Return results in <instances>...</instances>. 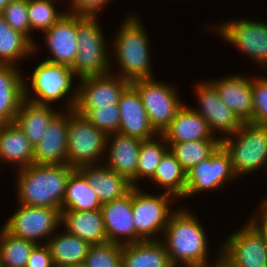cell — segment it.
Segmentation results:
<instances>
[{"label":"cell","mask_w":267,"mask_h":267,"mask_svg":"<svg viewBox=\"0 0 267 267\" xmlns=\"http://www.w3.org/2000/svg\"><path fill=\"white\" fill-rule=\"evenodd\" d=\"M161 240L122 245V267H172Z\"/></svg>","instance_id":"83f0119b"},{"label":"cell","mask_w":267,"mask_h":267,"mask_svg":"<svg viewBox=\"0 0 267 267\" xmlns=\"http://www.w3.org/2000/svg\"><path fill=\"white\" fill-rule=\"evenodd\" d=\"M34 147L15 122L0 128V163L20 169L33 164ZM5 162V163H4Z\"/></svg>","instance_id":"484cf974"},{"label":"cell","mask_w":267,"mask_h":267,"mask_svg":"<svg viewBox=\"0 0 267 267\" xmlns=\"http://www.w3.org/2000/svg\"><path fill=\"white\" fill-rule=\"evenodd\" d=\"M87 179L101 204L126 196L133 185L124 176L102 164H86L77 168Z\"/></svg>","instance_id":"7402d4cb"},{"label":"cell","mask_w":267,"mask_h":267,"mask_svg":"<svg viewBox=\"0 0 267 267\" xmlns=\"http://www.w3.org/2000/svg\"><path fill=\"white\" fill-rule=\"evenodd\" d=\"M234 74V75H233ZM226 74L225 77L208 80L217 90L220 99L242 123L252 122L253 95L252 78L240 73Z\"/></svg>","instance_id":"ac0fdd59"},{"label":"cell","mask_w":267,"mask_h":267,"mask_svg":"<svg viewBox=\"0 0 267 267\" xmlns=\"http://www.w3.org/2000/svg\"><path fill=\"white\" fill-rule=\"evenodd\" d=\"M65 267H86V266L84 264H79V265H70Z\"/></svg>","instance_id":"bcb514c9"},{"label":"cell","mask_w":267,"mask_h":267,"mask_svg":"<svg viewBox=\"0 0 267 267\" xmlns=\"http://www.w3.org/2000/svg\"><path fill=\"white\" fill-rule=\"evenodd\" d=\"M110 1L112 0H71L66 11L81 16L97 17Z\"/></svg>","instance_id":"60d3db41"},{"label":"cell","mask_w":267,"mask_h":267,"mask_svg":"<svg viewBox=\"0 0 267 267\" xmlns=\"http://www.w3.org/2000/svg\"><path fill=\"white\" fill-rule=\"evenodd\" d=\"M1 228L0 257L4 267H26L29 255L37 244L16 237Z\"/></svg>","instance_id":"e575fe53"},{"label":"cell","mask_w":267,"mask_h":267,"mask_svg":"<svg viewBox=\"0 0 267 267\" xmlns=\"http://www.w3.org/2000/svg\"><path fill=\"white\" fill-rule=\"evenodd\" d=\"M142 140L121 133L107 135L104 164L118 175L126 177L136 187L138 155Z\"/></svg>","instance_id":"ffe728a7"},{"label":"cell","mask_w":267,"mask_h":267,"mask_svg":"<svg viewBox=\"0 0 267 267\" xmlns=\"http://www.w3.org/2000/svg\"><path fill=\"white\" fill-rule=\"evenodd\" d=\"M221 146L229 154L238 178L260 169L267 172V127L242 123L235 133L221 140Z\"/></svg>","instance_id":"5b68a950"},{"label":"cell","mask_w":267,"mask_h":267,"mask_svg":"<svg viewBox=\"0 0 267 267\" xmlns=\"http://www.w3.org/2000/svg\"><path fill=\"white\" fill-rule=\"evenodd\" d=\"M19 66L0 64V121H15L24 100V73Z\"/></svg>","instance_id":"d4e9b609"},{"label":"cell","mask_w":267,"mask_h":267,"mask_svg":"<svg viewBox=\"0 0 267 267\" xmlns=\"http://www.w3.org/2000/svg\"><path fill=\"white\" fill-rule=\"evenodd\" d=\"M26 267H55L47 244H37L29 255Z\"/></svg>","instance_id":"b9f144b4"},{"label":"cell","mask_w":267,"mask_h":267,"mask_svg":"<svg viewBox=\"0 0 267 267\" xmlns=\"http://www.w3.org/2000/svg\"><path fill=\"white\" fill-rule=\"evenodd\" d=\"M49 105L36 104L24 99L15 123L35 147L43 138L50 121L60 112Z\"/></svg>","instance_id":"4316f807"},{"label":"cell","mask_w":267,"mask_h":267,"mask_svg":"<svg viewBox=\"0 0 267 267\" xmlns=\"http://www.w3.org/2000/svg\"><path fill=\"white\" fill-rule=\"evenodd\" d=\"M77 81L79 84L75 108H96L118 104L121 94L131 84L128 80L112 73L85 77Z\"/></svg>","instance_id":"9a60e30c"},{"label":"cell","mask_w":267,"mask_h":267,"mask_svg":"<svg viewBox=\"0 0 267 267\" xmlns=\"http://www.w3.org/2000/svg\"><path fill=\"white\" fill-rule=\"evenodd\" d=\"M220 255L231 267H267V245L247 221L220 243Z\"/></svg>","instance_id":"7c38bea8"},{"label":"cell","mask_w":267,"mask_h":267,"mask_svg":"<svg viewBox=\"0 0 267 267\" xmlns=\"http://www.w3.org/2000/svg\"><path fill=\"white\" fill-rule=\"evenodd\" d=\"M211 28V30L209 29ZM213 27V28H212ZM210 32L235 46L259 68L267 72V22L261 20L242 18L228 20L223 23L208 25Z\"/></svg>","instance_id":"ba28073f"},{"label":"cell","mask_w":267,"mask_h":267,"mask_svg":"<svg viewBox=\"0 0 267 267\" xmlns=\"http://www.w3.org/2000/svg\"><path fill=\"white\" fill-rule=\"evenodd\" d=\"M59 1L62 2V1H64V0H59ZM66 1H67L66 3H70V2H71V0H66Z\"/></svg>","instance_id":"c3c4849f"},{"label":"cell","mask_w":267,"mask_h":267,"mask_svg":"<svg viewBox=\"0 0 267 267\" xmlns=\"http://www.w3.org/2000/svg\"><path fill=\"white\" fill-rule=\"evenodd\" d=\"M252 78L253 124L267 127V72Z\"/></svg>","instance_id":"ab89813d"},{"label":"cell","mask_w":267,"mask_h":267,"mask_svg":"<svg viewBox=\"0 0 267 267\" xmlns=\"http://www.w3.org/2000/svg\"><path fill=\"white\" fill-rule=\"evenodd\" d=\"M118 106L120 111L118 133L141 140L151 139L158 134L150 125L140 94L131 84L121 94Z\"/></svg>","instance_id":"44dd1931"},{"label":"cell","mask_w":267,"mask_h":267,"mask_svg":"<svg viewBox=\"0 0 267 267\" xmlns=\"http://www.w3.org/2000/svg\"><path fill=\"white\" fill-rule=\"evenodd\" d=\"M220 251L218 250V255L215 256L217 258H215L211 264L208 263V264H204V265H199V266H194V267H231L223 258L222 256L220 255L219 253Z\"/></svg>","instance_id":"ee69618b"},{"label":"cell","mask_w":267,"mask_h":267,"mask_svg":"<svg viewBox=\"0 0 267 267\" xmlns=\"http://www.w3.org/2000/svg\"><path fill=\"white\" fill-rule=\"evenodd\" d=\"M13 0H0V15L3 12V9Z\"/></svg>","instance_id":"f6af8a7d"},{"label":"cell","mask_w":267,"mask_h":267,"mask_svg":"<svg viewBox=\"0 0 267 267\" xmlns=\"http://www.w3.org/2000/svg\"><path fill=\"white\" fill-rule=\"evenodd\" d=\"M194 88L199 106L190 107L205 119L214 136L219 133L218 137L222 140L241 127L242 122L220 99L217 90L208 80L197 82Z\"/></svg>","instance_id":"5bb4252c"},{"label":"cell","mask_w":267,"mask_h":267,"mask_svg":"<svg viewBox=\"0 0 267 267\" xmlns=\"http://www.w3.org/2000/svg\"><path fill=\"white\" fill-rule=\"evenodd\" d=\"M131 85L140 94L150 125L158 134H162L184 105L177 88L159 79L157 81L155 77L139 79L131 82Z\"/></svg>","instance_id":"30bf717a"},{"label":"cell","mask_w":267,"mask_h":267,"mask_svg":"<svg viewBox=\"0 0 267 267\" xmlns=\"http://www.w3.org/2000/svg\"><path fill=\"white\" fill-rule=\"evenodd\" d=\"M17 205L15 213H12L2 226L8 233L35 244H47L51 236L60 230L61 210L51 207Z\"/></svg>","instance_id":"8fae6325"},{"label":"cell","mask_w":267,"mask_h":267,"mask_svg":"<svg viewBox=\"0 0 267 267\" xmlns=\"http://www.w3.org/2000/svg\"><path fill=\"white\" fill-rule=\"evenodd\" d=\"M121 22L110 46V73L130 83L139 79L154 78L150 40L142 19L140 20L136 13H130ZM113 61L115 62L112 63ZM113 64L118 66V73L113 69Z\"/></svg>","instance_id":"6da1fadb"},{"label":"cell","mask_w":267,"mask_h":267,"mask_svg":"<svg viewBox=\"0 0 267 267\" xmlns=\"http://www.w3.org/2000/svg\"><path fill=\"white\" fill-rule=\"evenodd\" d=\"M52 63L73 66L77 48V15L66 12L51 28L43 32Z\"/></svg>","instance_id":"d6986e66"},{"label":"cell","mask_w":267,"mask_h":267,"mask_svg":"<svg viewBox=\"0 0 267 267\" xmlns=\"http://www.w3.org/2000/svg\"><path fill=\"white\" fill-rule=\"evenodd\" d=\"M75 169L68 164H30L18 169L15 187L17 204L62 210L67 180Z\"/></svg>","instance_id":"3957f363"},{"label":"cell","mask_w":267,"mask_h":267,"mask_svg":"<svg viewBox=\"0 0 267 267\" xmlns=\"http://www.w3.org/2000/svg\"><path fill=\"white\" fill-rule=\"evenodd\" d=\"M1 16L14 30H17L26 35L34 43V52H38L37 42L33 39L30 21L28 17V0H13L1 13Z\"/></svg>","instance_id":"f35d334b"},{"label":"cell","mask_w":267,"mask_h":267,"mask_svg":"<svg viewBox=\"0 0 267 267\" xmlns=\"http://www.w3.org/2000/svg\"><path fill=\"white\" fill-rule=\"evenodd\" d=\"M101 28L98 17L77 15L78 52L72 71L78 80L110 73V44Z\"/></svg>","instance_id":"8992f818"},{"label":"cell","mask_w":267,"mask_h":267,"mask_svg":"<svg viewBox=\"0 0 267 267\" xmlns=\"http://www.w3.org/2000/svg\"><path fill=\"white\" fill-rule=\"evenodd\" d=\"M107 135L75 109L69 110L67 164L78 168L100 164L105 158Z\"/></svg>","instance_id":"9c48e42d"},{"label":"cell","mask_w":267,"mask_h":267,"mask_svg":"<svg viewBox=\"0 0 267 267\" xmlns=\"http://www.w3.org/2000/svg\"><path fill=\"white\" fill-rule=\"evenodd\" d=\"M162 135L167 143L220 140L211 132L205 119L186 104L177 112Z\"/></svg>","instance_id":"603a6c76"},{"label":"cell","mask_w":267,"mask_h":267,"mask_svg":"<svg viewBox=\"0 0 267 267\" xmlns=\"http://www.w3.org/2000/svg\"><path fill=\"white\" fill-rule=\"evenodd\" d=\"M168 150L169 146L162 134H157L151 139L142 140L138 155L136 187H139L138 182L140 180L142 182V179L143 181L145 178L150 180L153 177L156 167Z\"/></svg>","instance_id":"836d02e7"},{"label":"cell","mask_w":267,"mask_h":267,"mask_svg":"<svg viewBox=\"0 0 267 267\" xmlns=\"http://www.w3.org/2000/svg\"><path fill=\"white\" fill-rule=\"evenodd\" d=\"M101 202L85 176L76 168L69 176L62 210H101Z\"/></svg>","instance_id":"1f68e13d"},{"label":"cell","mask_w":267,"mask_h":267,"mask_svg":"<svg viewBox=\"0 0 267 267\" xmlns=\"http://www.w3.org/2000/svg\"><path fill=\"white\" fill-rule=\"evenodd\" d=\"M84 265L86 267H122V245L113 242L91 245Z\"/></svg>","instance_id":"74e56055"},{"label":"cell","mask_w":267,"mask_h":267,"mask_svg":"<svg viewBox=\"0 0 267 267\" xmlns=\"http://www.w3.org/2000/svg\"><path fill=\"white\" fill-rule=\"evenodd\" d=\"M30 56H35L34 43L23 33L12 29L0 15V64L18 66V61Z\"/></svg>","instance_id":"4dcf8cb0"},{"label":"cell","mask_w":267,"mask_h":267,"mask_svg":"<svg viewBox=\"0 0 267 267\" xmlns=\"http://www.w3.org/2000/svg\"><path fill=\"white\" fill-rule=\"evenodd\" d=\"M58 232L47 242L55 267L84 264L91 244L65 230Z\"/></svg>","instance_id":"f1b7e54d"},{"label":"cell","mask_w":267,"mask_h":267,"mask_svg":"<svg viewBox=\"0 0 267 267\" xmlns=\"http://www.w3.org/2000/svg\"><path fill=\"white\" fill-rule=\"evenodd\" d=\"M0 267H4V264L2 263L1 257H0Z\"/></svg>","instance_id":"7dc6e473"},{"label":"cell","mask_w":267,"mask_h":267,"mask_svg":"<svg viewBox=\"0 0 267 267\" xmlns=\"http://www.w3.org/2000/svg\"><path fill=\"white\" fill-rule=\"evenodd\" d=\"M167 144L169 151L181 167L188 172L193 166L210 157L221 146V140H196Z\"/></svg>","instance_id":"d6a6232c"},{"label":"cell","mask_w":267,"mask_h":267,"mask_svg":"<svg viewBox=\"0 0 267 267\" xmlns=\"http://www.w3.org/2000/svg\"><path fill=\"white\" fill-rule=\"evenodd\" d=\"M74 109L106 135L119 132L120 111L118 104H111V106H99L96 108Z\"/></svg>","instance_id":"8d00e7d4"},{"label":"cell","mask_w":267,"mask_h":267,"mask_svg":"<svg viewBox=\"0 0 267 267\" xmlns=\"http://www.w3.org/2000/svg\"><path fill=\"white\" fill-rule=\"evenodd\" d=\"M186 208V209H185ZM179 208L170 217L160 240L165 245L173 266L194 267L209 262V241L200 220L187 207Z\"/></svg>","instance_id":"7a4b0ae2"},{"label":"cell","mask_w":267,"mask_h":267,"mask_svg":"<svg viewBox=\"0 0 267 267\" xmlns=\"http://www.w3.org/2000/svg\"><path fill=\"white\" fill-rule=\"evenodd\" d=\"M62 111L50 121L43 138L34 147L33 164H67L69 110Z\"/></svg>","instance_id":"e0dca14e"},{"label":"cell","mask_w":267,"mask_h":267,"mask_svg":"<svg viewBox=\"0 0 267 267\" xmlns=\"http://www.w3.org/2000/svg\"><path fill=\"white\" fill-rule=\"evenodd\" d=\"M256 213L248 221L260 232L267 245V197L261 200Z\"/></svg>","instance_id":"7bdbcfd3"},{"label":"cell","mask_w":267,"mask_h":267,"mask_svg":"<svg viewBox=\"0 0 267 267\" xmlns=\"http://www.w3.org/2000/svg\"><path fill=\"white\" fill-rule=\"evenodd\" d=\"M101 212L107 242L125 245L143 241L133 223L132 189L126 196L102 204Z\"/></svg>","instance_id":"2e32d148"},{"label":"cell","mask_w":267,"mask_h":267,"mask_svg":"<svg viewBox=\"0 0 267 267\" xmlns=\"http://www.w3.org/2000/svg\"><path fill=\"white\" fill-rule=\"evenodd\" d=\"M237 178L229 154L220 146L210 157L187 172L184 198L208 190H220L224 184L228 185Z\"/></svg>","instance_id":"4fadbf2b"},{"label":"cell","mask_w":267,"mask_h":267,"mask_svg":"<svg viewBox=\"0 0 267 267\" xmlns=\"http://www.w3.org/2000/svg\"><path fill=\"white\" fill-rule=\"evenodd\" d=\"M63 229L91 245L107 242V235L101 210H61Z\"/></svg>","instance_id":"cb8c5ba5"},{"label":"cell","mask_w":267,"mask_h":267,"mask_svg":"<svg viewBox=\"0 0 267 267\" xmlns=\"http://www.w3.org/2000/svg\"><path fill=\"white\" fill-rule=\"evenodd\" d=\"M149 181L162 189V193L170 194L177 200L184 199L187 172L169 150L161 158Z\"/></svg>","instance_id":"f546056e"},{"label":"cell","mask_w":267,"mask_h":267,"mask_svg":"<svg viewBox=\"0 0 267 267\" xmlns=\"http://www.w3.org/2000/svg\"><path fill=\"white\" fill-rule=\"evenodd\" d=\"M75 78L71 66L44 59L36 65L30 80L27 81L29 78L24 75V99L51 106L54 102L67 98L65 110L74 109L78 96V83L77 85L73 83Z\"/></svg>","instance_id":"277c9868"},{"label":"cell","mask_w":267,"mask_h":267,"mask_svg":"<svg viewBox=\"0 0 267 267\" xmlns=\"http://www.w3.org/2000/svg\"><path fill=\"white\" fill-rule=\"evenodd\" d=\"M59 0H28L31 30L41 33L51 28L67 11L57 10ZM56 4V5H55Z\"/></svg>","instance_id":"d590c367"},{"label":"cell","mask_w":267,"mask_h":267,"mask_svg":"<svg viewBox=\"0 0 267 267\" xmlns=\"http://www.w3.org/2000/svg\"><path fill=\"white\" fill-rule=\"evenodd\" d=\"M170 194H150L142 188H132L133 223L137 235L143 240H160L171 215L177 210ZM161 234V237H158Z\"/></svg>","instance_id":"52a82bcc"}]
</instances>
